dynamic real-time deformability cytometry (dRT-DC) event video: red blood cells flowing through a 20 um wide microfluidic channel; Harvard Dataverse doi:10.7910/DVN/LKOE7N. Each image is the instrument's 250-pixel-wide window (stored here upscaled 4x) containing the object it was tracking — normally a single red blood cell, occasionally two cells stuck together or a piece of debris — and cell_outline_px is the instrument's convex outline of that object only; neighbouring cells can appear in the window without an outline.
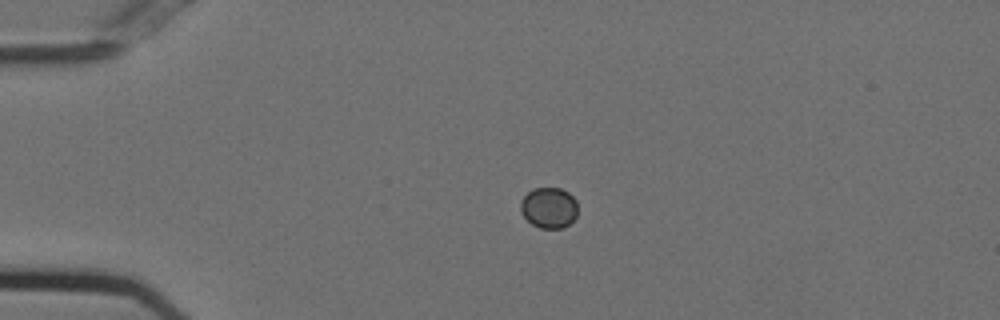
{"species": "Egyptian fruit bat (a non-hibernating species)", "species_latin": "Rousettus aegyptiacus", "temperature_condition": "cold", "stored_images_in_passage": 28, "camera_frame_rate_fps": 3000, "um_per_image_px": 0.085, "animal": {"sex": "female"}, "frame": {"image": 1, "passage_image": 1, "time_ms": 0.0, "image_size_px": [1000, 320], "cell_outline_px": [[576, 216], [564, 228], [540, 228], [532, 224], [520, 212], [520, 200], [532, 188], [560, 188], [568, 192], [576, 200]], "centroid_in_image_um": [46.63, 17.65], "position_along_channel_um": 38.4, "area_um2": 13.58}}
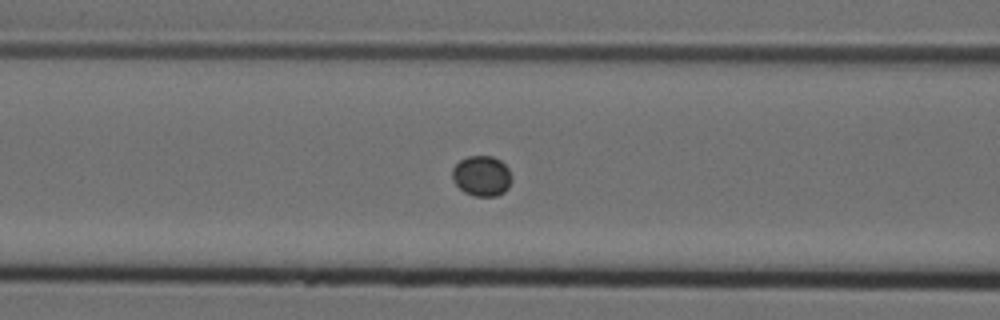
{"frame": {"image": 2, "passage_image": 11, "time_ms": 3.333, "image_size_px": [1000, 320], "cell_outline_px": [[512, 180], [508, 188], [504, 192], [496, 196], [472, 196], [464, 192], [456, 184], [452, 176], [452, 168], [460, 160], [468, 156], [492, 156], [500, 160], [508, 168], [512, 176]], "centroid_in_image_um": [40.96, 14.96], "position_along_channel_um": 125.6, "area_um2": 14.05}}
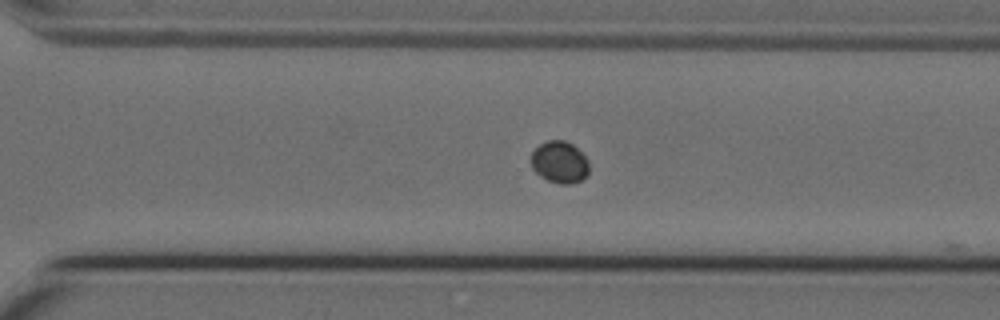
{"frame": {"image": 3, "passage_image": 27, "time_ms": 8.667, "image_size_px": [1000, 320], "cell_outline_px": [[588, 176], [572, 184], [560, 184], [548, 180], [540, 176], [532, 168], [532, 152], [540, 144], [548, 140], [564, 140], [572, 144], [588, 160]], "centroid_in_image_um": [47.57, 13.79], "position_along_channel_um": 323.0, "area_um2": 14.05}}